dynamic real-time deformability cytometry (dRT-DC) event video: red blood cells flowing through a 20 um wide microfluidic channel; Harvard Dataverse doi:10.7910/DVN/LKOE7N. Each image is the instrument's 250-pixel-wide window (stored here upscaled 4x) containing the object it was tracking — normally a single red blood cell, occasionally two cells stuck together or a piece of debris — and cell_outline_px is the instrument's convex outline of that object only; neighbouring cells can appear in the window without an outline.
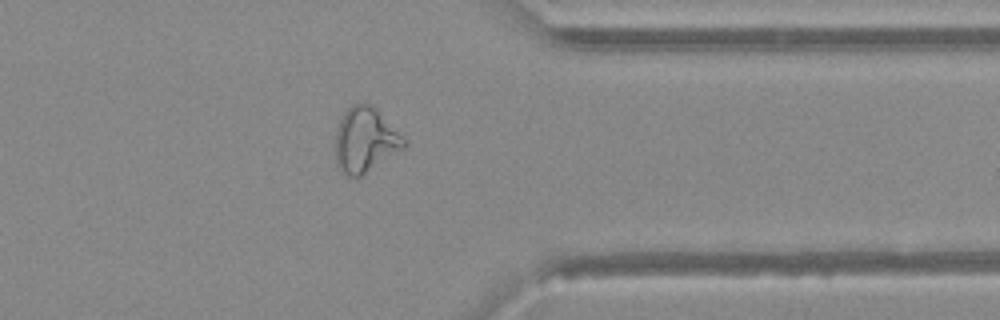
{"species": "Egyptian fruit bat (a non-hibernating species)", "species_latin": "Rousettus aegyptiacus", "temperature_condition": "warm", "stored_images_in_passage": 38, "camera_frame_rate_fps": 3000, "um_per_image_px": 0.085, "animal": {"sex": "female"}, "frame": {"image": 1, "passage_image": 28, "time_ms": 9.0, "image_size_px": [1000, 320], "cell_outline_px": [[408, 144], [404, 148], [360, 176], [348, 176], [336, 164], [336, 132], [340, 120], [344, 112], [352, 104], [372, 104], [408, 140]], "centroid_in_image_um": [31.08, 11.88], "position_along_channel_um": 380.3, "area_um2": 25.72}}
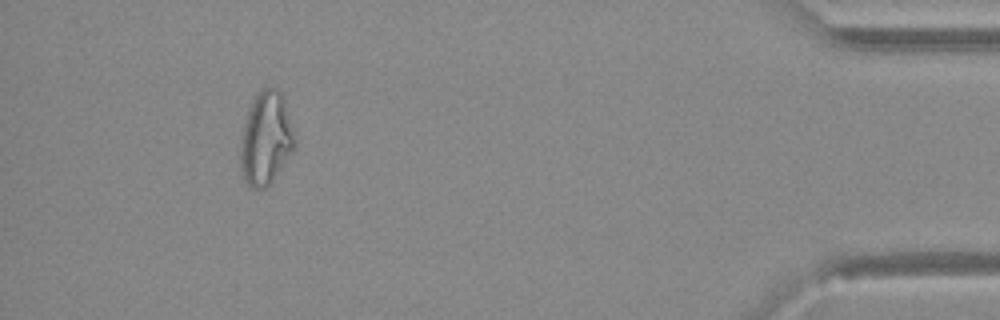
{"frame": {"image": 2, "passage_image": 34, "time_ms": 11.0, "image_size_px": [1000, 320], "cell_outline_px": [[296, 144], [272, 180], [264, 188], [252, 188], [244, 180], [240, 164], [240, 148], [244, 128], [248, 112], [256, 92], [264, 84], [280, 88], [284, 96], [296, 140]], "centroid_in_image_um": [22.61, 11.67], "position_along_channel_um": 412.6, "area_um2": 29.36}}